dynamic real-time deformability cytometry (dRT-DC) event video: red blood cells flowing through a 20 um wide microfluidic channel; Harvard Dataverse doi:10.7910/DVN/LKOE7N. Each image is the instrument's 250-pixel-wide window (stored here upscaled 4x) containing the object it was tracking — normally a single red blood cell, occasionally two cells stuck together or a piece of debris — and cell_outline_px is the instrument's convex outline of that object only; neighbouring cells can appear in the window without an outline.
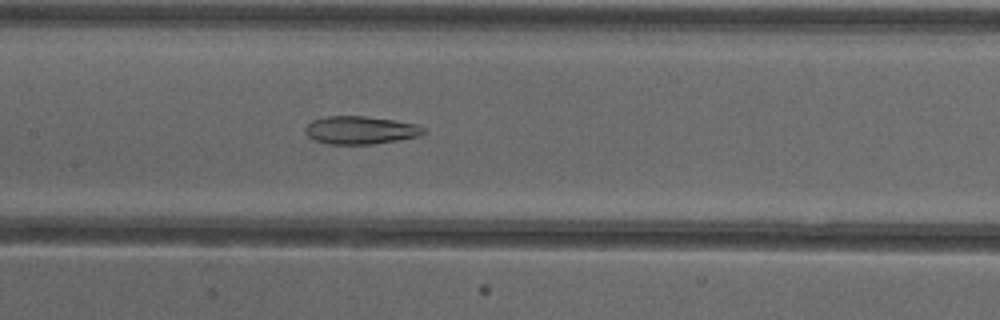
{"species": "common noctule bat (a hibernating species)", "species_latin": "Nyctalus noctula", "temperature_condition": "cold", "stored_images_in_passage": 40, "camera_frame_rate_fps": 3000, "um_per_image_px": 0.085, "animal": {"sex": "female"}, "frame": {"image": 1, "passage_image": 13, "time_ms": 4.0, "image_size_px": [1000, 320], "cell_outline_px": [[428, 132], [420, 136], [400, 140], [372, 144], [328, 144], [312, 140], [304, 132], [304, 128], [312, 120], [328, 116], [368, 116], [416, 124], [424, 128]], "centroid_in_image_um": [30.63, 11.07], "position_along_channel_um": 176.8, "area_um2": 19.48}}
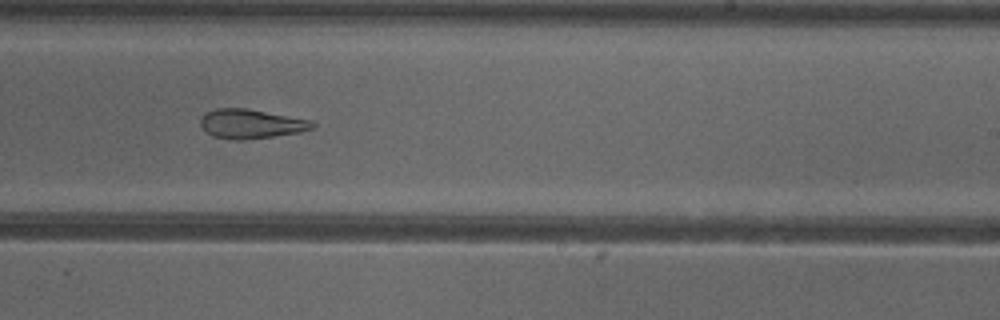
{"frame": {"image": 2, "passage_image": 20, "time_ms": 6.333, "image_size_px": [1000, 320], "cell_outline_px": [[316, 124], [312, 128], [300, 132], [244, 140], [236, 140], [212, 136], [200, 124], [200, 120], [208, 112], [216, 108], [244, 108], [312, 120]], "centroid_in_image_um": [21.35, 10.53], "position_along_channel_um": 267.6, "area_um2": 18.79}}
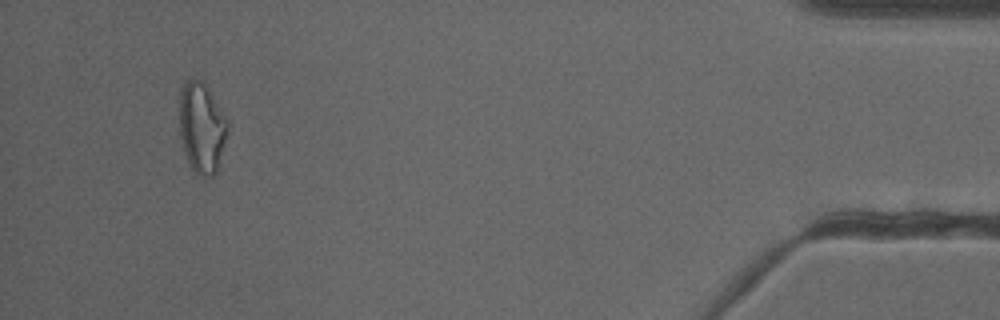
{"frame": {"image": 3, "passage_image": 37, "time_ms": 12.0, "image_size_px": [1000, 320], "cell_outline_px": [[228, 132], [220, 164], [216, 172], [212, 176], [196, 176], [188, 164], [184, 152], [180, 136], [180, 92], [184, 84], [188, 80], [200, 80], [208, 88], [228, 120]], "centroid_in_image_um": [17.16, 10.92], "position_along_channel_um": 418.0, "area_um2": 25.61}, "authors_computed_cell_mechanics": {"area_um2": 21.3571, "velocity_mm_per_s": 3.9181, "shape_relaxation_time_tau1_ms": null, "shape_relaxation_time_tau2_ms": 3.8292, "deformation_change_tau1": null, "deformation_change_tau2": 0.1316}}